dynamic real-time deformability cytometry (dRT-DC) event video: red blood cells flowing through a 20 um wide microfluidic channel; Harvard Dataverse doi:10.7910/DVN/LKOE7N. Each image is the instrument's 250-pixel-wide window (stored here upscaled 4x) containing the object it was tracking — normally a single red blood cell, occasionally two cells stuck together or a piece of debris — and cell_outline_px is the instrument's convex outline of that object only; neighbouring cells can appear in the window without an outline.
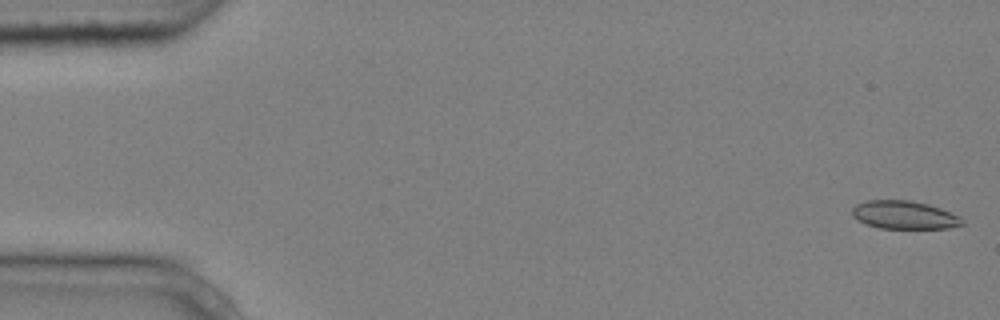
{"species": "common noctule bat (a hibernating species)", "species_latin": "Nyctalus noctula", "temperature_condition": "cold", "stored_images_in_passage": 5, "camera_frame_rate_fps": 3000, "um_per_image_px": 0.085, "animal": {"sex": "male", "body_mass_g": 20.4}, "frame": {"image": 1, "passage_image": 1, "time_ms": 0.0, "image_size_px": [1000, 320], "cell_outline_px": [[964, 224], [948, 228], [880, 228], [868, 224], [852, 216], [852, 208], [856, 204], [868, 200], [908, 200], [928, 204], [940, 208], [960, 216], [964, 220]], "centroid_in_image_um": [76.88, 18.26], "position_along_channel_um": 8.1, "area_um2": 17.92}}
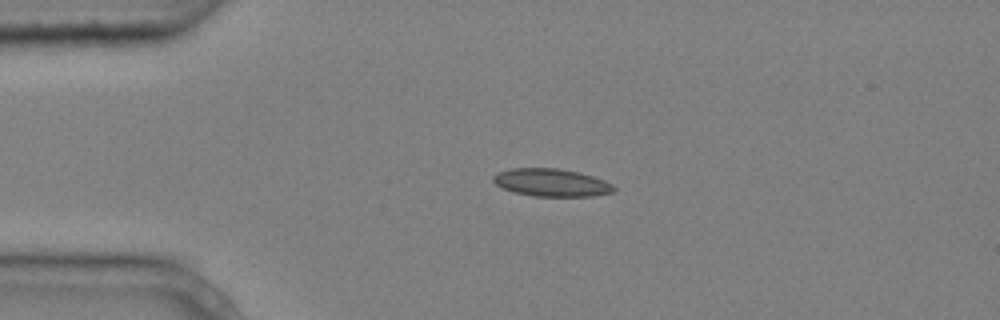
{"frame": {"image": 2, "passage_image": 4, "time_ms": 1.0, "image_size_px": [1000, 320], "cell_outline_px": [[616, 192], [592, 196], [532, 196], [512, 192], [496, 184], [492, 180], [492, 176], [496, 172], [512, 168], [560, 168], [580, 172], [604, 180], [612, 184], [616, 188]], "centroid_in_image_um": [46.87, 15.51], "position_along_channel_um": 38.1, "area_um2": 19.71}}